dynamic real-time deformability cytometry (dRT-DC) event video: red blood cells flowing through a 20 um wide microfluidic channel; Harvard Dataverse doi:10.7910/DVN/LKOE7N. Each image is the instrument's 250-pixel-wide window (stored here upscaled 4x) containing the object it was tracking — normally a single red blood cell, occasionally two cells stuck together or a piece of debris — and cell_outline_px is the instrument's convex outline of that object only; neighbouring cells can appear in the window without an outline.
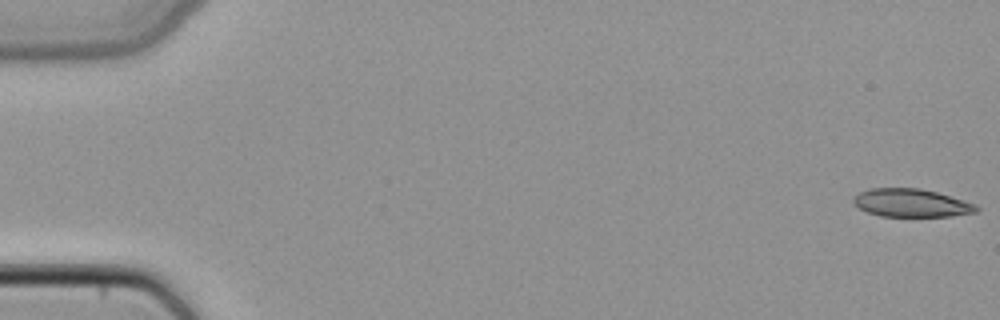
{"species": "common noctule bat (a hibernating species)", "species_latin": "Nyctalus noctula", "temperature_condition": "cold", "stored_images_in_passage": 49, "camera_frame_rate_fps": 3000, "um_per_image_px": 0.085, "animal": {"sex": "female", "body_mass_g": 22.7, "forearm_length_mm": 54.2}, "frame": {"image": 1, "passage_image": 1, "time_ms": 0.0, "image_size_px": [1000, 320], "cell_outline_px": [[980, 208], [976, 212], [952, 216], [880, 216], [868, 212], [852, 204], [852, 196], [868, 188], [920, 188], [936, 192], [964, 200], [976, 204]], "centroid_in_image_um": [77.43, 17.24], "position_along_channel_um": 7.6, "area_um2": 20.23}}
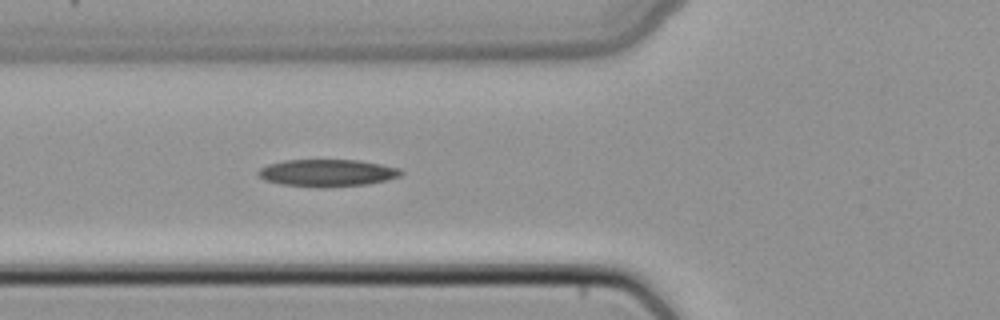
{"frame": {"image": 2, "passage_image": 19, "time_ms": 6.0, "image_size_px": [1000, 320], "cell_outline_px": [[404, 172], [400, 176], [368, 184], [320, 188], [280, 184], [264, 180], [256, 172], [260, 168], [268, 164], [284, 160], [360, 160], [400, 168]], "centroid_in_image_um": [27.8, 14.7], "position_along_channel_um": 98.0, "area_um2": 22.72}}
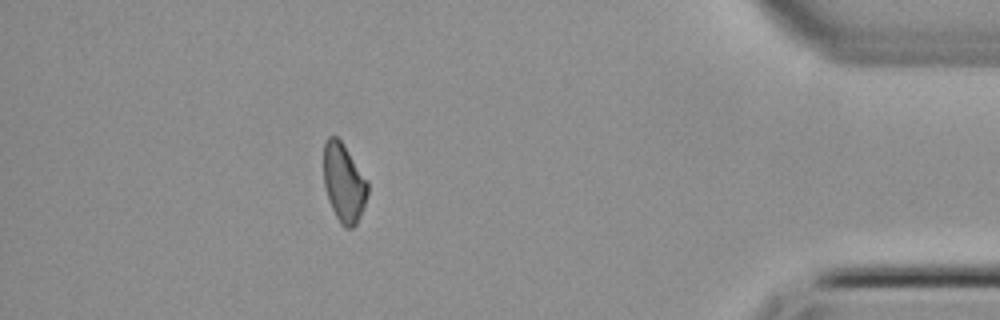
{"frame": {"image": 3, "passage_image": 44, "time_ms": 14.333, "image_size_px": [1000, 320], "cell_outline_px": [[368, 192], [360, 216], [356, 224], [352, 228], [344, 228], [340, 224], [328, 200], [324, 184], [324, 140], [328, 136], [336, 136], [340, 140], [368, 180]], "centroid_in_image_um": [29.22, 15.54], "position_along_channel_um": 406.0, "area_um2": 20.11}}